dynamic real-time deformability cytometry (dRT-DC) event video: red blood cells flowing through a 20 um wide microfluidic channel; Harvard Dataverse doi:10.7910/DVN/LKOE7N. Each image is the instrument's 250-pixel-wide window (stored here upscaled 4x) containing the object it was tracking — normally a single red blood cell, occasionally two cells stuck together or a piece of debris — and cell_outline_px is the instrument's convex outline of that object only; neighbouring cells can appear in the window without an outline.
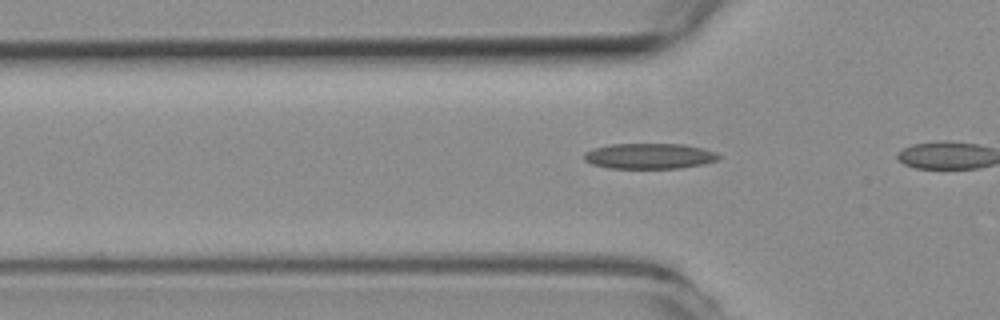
{"species": "common noctule bat (a hibernating species)", "species_latin": "Nyctalus noctula", "temperature_condition": "room temperature", "stored_images_in_passage": 7, "camera_frame_rate_fps": 3000, "um_per_image_px": 0.085, "animal": {"sex": "female", "body_mass_g": 19.3, "forearm_length_mm": 54.1}, "frame": {"image": 1, "passage_image": 5, "time_ms": 1.333, "image_size_px": [1000, 320], "cell_outline_px": [[720, 160], [704, 164], [680, 168], [608, 168], [592, 164], [584, 160], [584, 152], [592, 148], [608, 144], [684, 144], [704, 148], [716, 152], [720, 156]], "centroid_in_image_um": [55.21, 13.26], "position_along_channel_um": 70.6, "area_um2": 20.29}}